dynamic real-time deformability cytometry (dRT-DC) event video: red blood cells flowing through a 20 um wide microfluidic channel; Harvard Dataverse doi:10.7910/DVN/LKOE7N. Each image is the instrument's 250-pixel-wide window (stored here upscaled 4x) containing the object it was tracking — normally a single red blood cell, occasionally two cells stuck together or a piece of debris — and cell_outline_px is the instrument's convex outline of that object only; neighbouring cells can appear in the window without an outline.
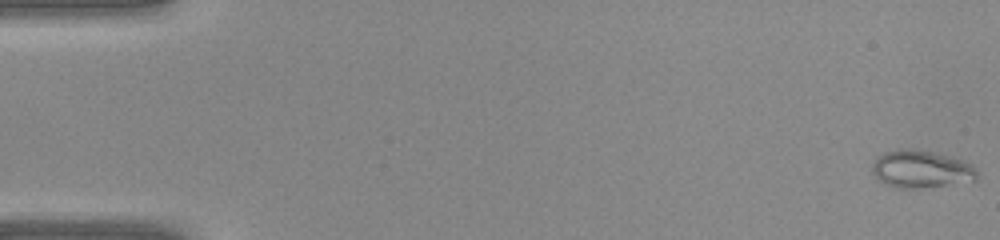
{"species": "common noctule bat (a hibernating species)", "species_latin": "Nyctalus noctula", "temperature_condition": "warm", "stored_images_in_passage": 41, "camera_frame_rate_fps": 3000, "um_per_image_px": 0.085, "animal": {"sex": "female", "body_mass_g": 22.0, "forearm_length_mm": 56.7}, "frame": {"image": 1, "passage_image": 1, "time_ms": 0.0, "image_size_px": [1000, 240], "cell_outline_px": [[976, 180], [920, 188], [896, 188], [880, 180], [872, 172], [872, 164], [884, 152], [896, 148], [912, 148], [932, 152], [964, 160], [972, 164], [976, 168]], "centroid_in_image_um": [78.29, 14.36], "position_along_channel_um": 6.7, "area_um2": 22.77}}
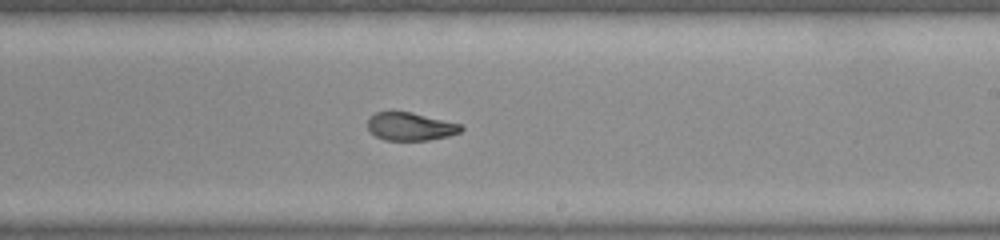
{"frame": {"image": 2, "passage_image": 25, "time_ms": 8.0, "image_size_px": [1000, 240], "cell_outline_px": [[464, 128], [460, 132], [448, 136], [428, 140], [384, 140], [376, 136], [368, 128], [368, 120], [376, 112], [412, 112], [460, 124]], "centroid_in_image_um": [34.89, 10.76], "position_along_channel_um": 254.1, "area_um2": 15.03}}
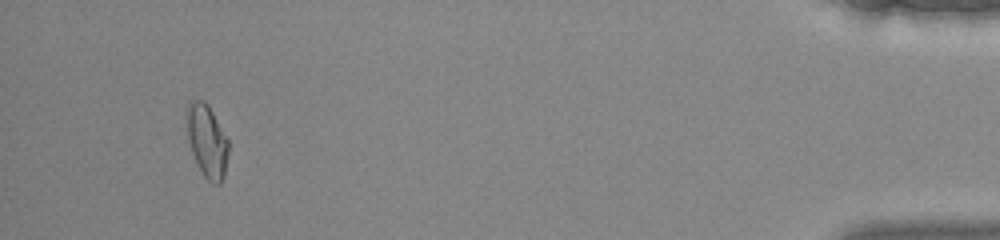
{"frame": {"image": 3, "passage_image": 39, "time_ms": 12.667, "image_size_px": [1000, 240], "cell_outline_px": [[228, 152], [224, 176], [220, 184], [212, 184], [204, 176], [196, 164], [188, 140], [184, 116], [188, 100], [204, 100], [208, 104], [228, 140]], "centroid_in_image_um": [17.55, 11.95], "position_along_channel_um": 417.6, "area_um2": 18.03}}